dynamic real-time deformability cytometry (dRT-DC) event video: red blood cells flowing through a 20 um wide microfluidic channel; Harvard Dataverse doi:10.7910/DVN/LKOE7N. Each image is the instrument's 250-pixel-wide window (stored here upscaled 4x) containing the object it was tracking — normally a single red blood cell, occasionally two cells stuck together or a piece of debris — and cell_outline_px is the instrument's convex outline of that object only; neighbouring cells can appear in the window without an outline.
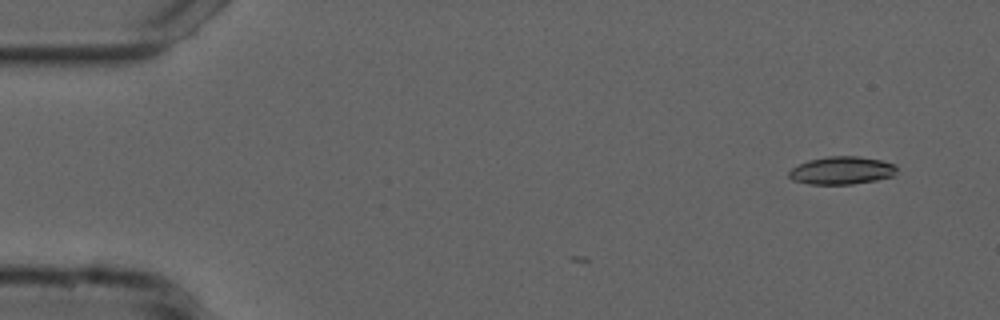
{"species": "common noctule bat (a hibernating species)", "species_latin": "Nyctalus noctula", "temperature_condition": "cold", "stored_images_in_passage": 5, "camera_frame_rate_fps": 3000, "um_per_image_px": 0.085, "animal": {"sex": "male", "forearm_length_mm": 52.5}, "frame": {"image": 1, "passage_image": 5, "time_ms": 1.333, "image_size_px": [1000, 320], "cell_outline_px": [[896, 172], [892, 176], [876, 180], [852, 184], [808, 184], [792, 180], [788, 176], [788, 172], [792, 168], [808, 160], [828, 156], [860, 156], [880, 160], [896, 164]], "centroid_in_image_um": [71.54, 14.49], "position_along_channel_um": 13.5, "area_um2": 17.51}}